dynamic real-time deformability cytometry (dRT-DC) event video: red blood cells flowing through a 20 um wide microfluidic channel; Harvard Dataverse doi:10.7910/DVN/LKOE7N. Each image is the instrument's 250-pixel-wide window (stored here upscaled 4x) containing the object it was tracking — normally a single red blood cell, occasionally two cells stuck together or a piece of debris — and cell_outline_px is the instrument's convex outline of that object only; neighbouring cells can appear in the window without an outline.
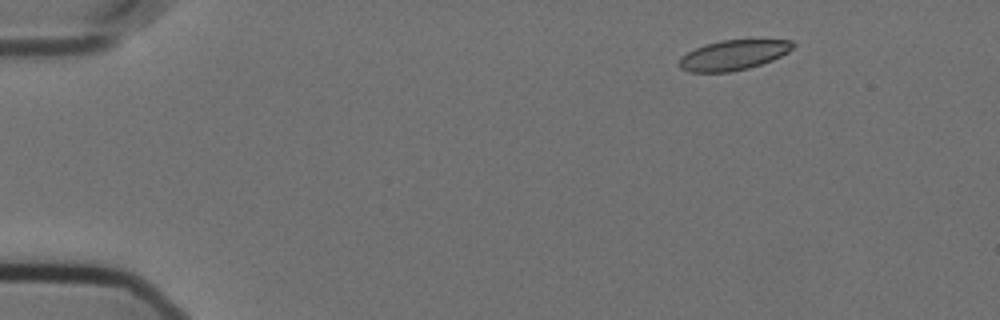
{"species": "Egyptian fruit bat (a non-hibernating species)", "species_latin": "Rousettus aegyptiacus", "temperature_condition": "cold", "stored_images_in_passage": 41, "camera_frame_rate_fps": 3000, "um_per_image_px": 0.085, "animal": {"sex": "female"}, "frame": {"image": 1, "passage_image": 1, "time_ms": 0.0, "image_size_px": [1000, 320], "cell_outline_px": [[796, 44], [788, 52], [772, 60], [748, 68], [728, 72], [692, 72], [680, 68], [680, 56], [696, 48], [720, 40], [792, 40]], "centroid_in_image_um": [62.35, 4.68], "position_along_channel_um": 22.7, "area_um2": 19.59}}
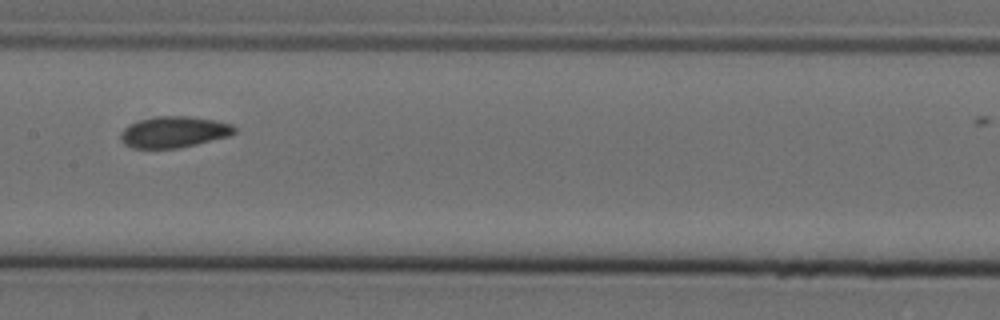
{"frame": {"image": 2, "passage_image": 23, "time_ms": 7.333, "image_size_px": [1000, 320], "cell_outline_px": [[236, 132], [228, 136], [180, 148], [132, 148], [124, 144], [120, 140], [120, 132], [128, 124], [140, 120], [156, 116], [188, 116], [216, 120], [232, 124], [236, 128]], "centroid_in_image_um": [14.76, 11.21], "position_along_channel_um": 192.6, "area_um2": 20.81}}
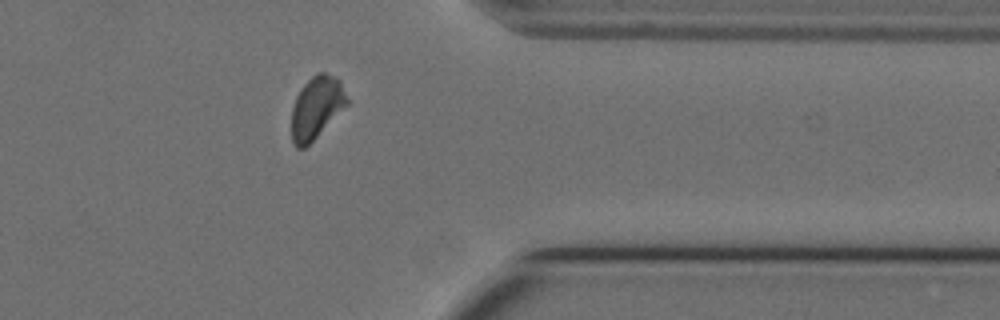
{"frame": {"image": 3, "passage_image": 40, "time_ms": 13.0, "image_size_px": [1000, 320], "cell_outline_px": [[348, 104], [304, 148], [296, 148], [292, 140], [292, 108], [296, 96], [300, 88], [316, 72], [324, 72], [336, 76], [340, 80], [348, 100]], "centroid_in_image_um": [26.89, 9.1], "position_along_channel_um": 384.5, "area_um2": 19.88}}